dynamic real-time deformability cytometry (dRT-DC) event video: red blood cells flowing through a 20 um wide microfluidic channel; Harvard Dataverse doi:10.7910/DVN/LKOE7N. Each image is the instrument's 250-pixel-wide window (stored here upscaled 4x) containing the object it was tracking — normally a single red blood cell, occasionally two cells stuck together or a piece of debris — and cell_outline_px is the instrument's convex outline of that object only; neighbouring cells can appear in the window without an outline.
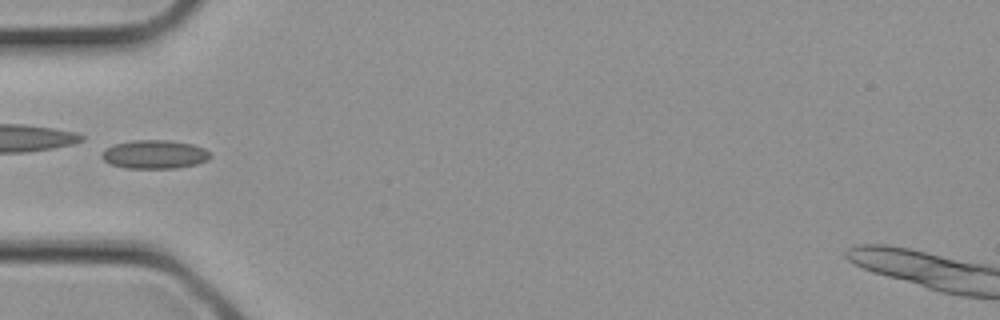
{"species": "common noctule bat (a hibernating species)", "species_latin": "Nyctalus noctula", "temperature_condition": "cold", "stored_images_in_passage": 2, "camera_frame_rate_fps": 3000, "um_per_image_px": 0.085, "animal": {"sex": "female", "body_mass_g": 21.9}, "frame": {"image": 1, "passage_image": 2, "time_ms": 0.333, "image_size_px": [1000, 320], "cell_outline_px": [[212, 156], [208, 160], [196, 164], [176, 168], [124, 168], [112, 164], [104, 160], [100, 156], [112, 144], [132, 140], [172, 140], [192, 144], [204, 148], [212, 152]], "centroid_in_image_um": [13.19, 13.11], "position_along_channel_um": 71.8, "area_um2": 18.21}}